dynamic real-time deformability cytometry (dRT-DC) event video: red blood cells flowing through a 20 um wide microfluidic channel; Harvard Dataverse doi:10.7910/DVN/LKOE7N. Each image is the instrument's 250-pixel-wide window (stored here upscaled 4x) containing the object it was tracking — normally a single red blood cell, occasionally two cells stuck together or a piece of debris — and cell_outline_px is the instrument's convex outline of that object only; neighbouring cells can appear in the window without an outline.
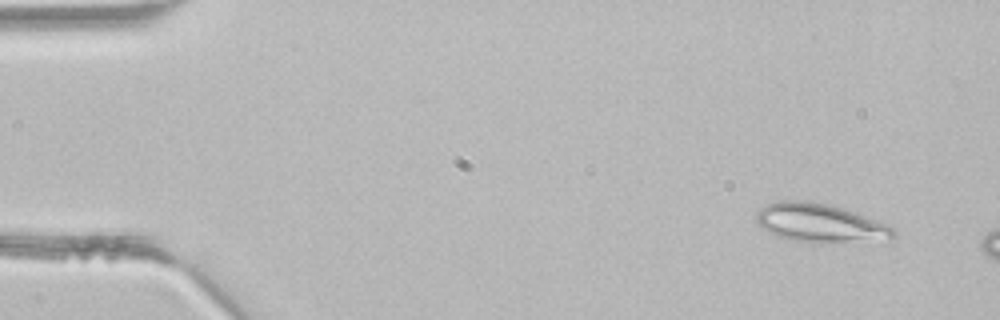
{"species": "common noctule bat (a hibernating species)", "species_latin": "Nyctalus noctula", "temperature_condition": "room temperature", "stored_images_in_passage": 3, "camera_frame_rate_fps": 3000, "um_per_image_px": 0.085, "animal": {"sex": "male", "body_mass_g": 21.5, "forearm_length_mm": 52.0}, "frame": {"image": 1, "passage_image": 1, "time_ms": 0.0, "image_size_px": [1000, 320], "cell_outline_px": [[896, 236], [888, 240], [820, 244], [796, 240], [776, 236], [760, 228], [756, 224], [756, 212], [760, 208], [768, 204], [780, 200], [808, 200], [844, 208], [884, 224], [892, 228], [896, 232]], "centroid_in_image_um": [69.66, 18.97], "position_along_channel_um": 15.3, "area_um2": 31.21}}